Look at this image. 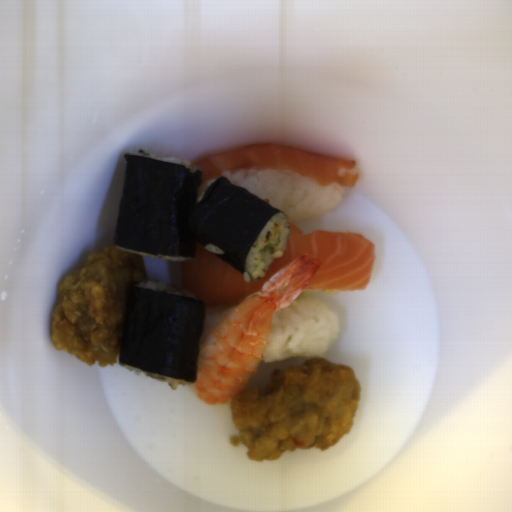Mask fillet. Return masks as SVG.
I'll use <instances>...</instances> for the list:
<instances>
[{
  "mask_svg": "<svg viewBox=\"0 0 512 512\" xmlns=\"http://www.w3.org/2000/svg\"><path fill=\"white\" fill-rule=\"evenodd\" d=\"M286 250L265 269V276L245 282L244 275L207 244L195 242V255L180 261L182 288L193 293L203 309L240 304L260 291L263 284L294 259L305 253L321 259V265L304 290L363 291L370 283L375 245L364 234L347 231L314 230L304 233L288 222Z\"/></svg>",
  "mask_w": 512,
  "mask_h": 512,
  "instance_id": "25842a12",
  "label": "fillet"
},
{
  "mask_svg": "<svg viewBox=\"0 0 512 512\" xmlns=\"http://www.w3.org/2000/svg\"><path fill=\"white\" fill-rule=\"evenodd\" d=\"M192 165H198L203 176L197 202L206 183L222 177L225 172L234 175L246 169L259 172L263 169H282L312 177L322 187L339 183L347 189L354 188L359 178V173L355 171L357 160L265 142L205 155Z\"/></svg>",
  "mask_w": 512,
  "mask_h": 512,
  "instance_id": "e2c912f1",
  "label": "fillet"
}]
</instances>
